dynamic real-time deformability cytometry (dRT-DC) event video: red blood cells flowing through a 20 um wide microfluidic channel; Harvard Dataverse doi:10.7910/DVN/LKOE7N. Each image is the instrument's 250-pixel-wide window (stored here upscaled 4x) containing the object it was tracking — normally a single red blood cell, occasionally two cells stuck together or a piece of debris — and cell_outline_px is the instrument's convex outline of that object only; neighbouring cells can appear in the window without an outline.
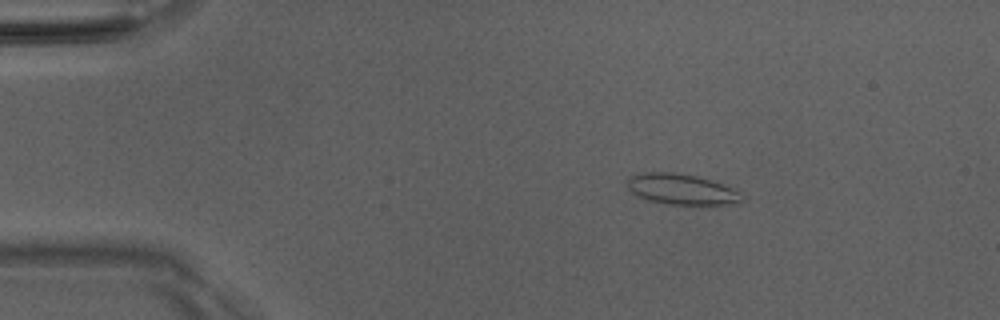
{"species": "Egyptian fruit bat (a non-hibernating species)", "species_latin": "Rousettus aegyptiacus", "temperature_condition": "room temperature", "stored_images_in_passage": 43, "camera_frame_rate_fps": 3000, "um_per_image_px": 0.085, "animal": {"sex": "male"}, "frame": {"image": 1, "passage_image": 1, "time_ms": 0.0, "image_size_px": [1000, 320], "cell_outline_px": [[740, 200], [708, 208], [668, 204], [648, 200], [636, 196], [628, 188], [628, 176], [640, 172], [672, 172], [696, 176], [720, 184], [736, 192]], "centroid_in_image_um": [57.81, 16.12], "position_along_channel_um": 27.2, "area_um2": 20.52}}
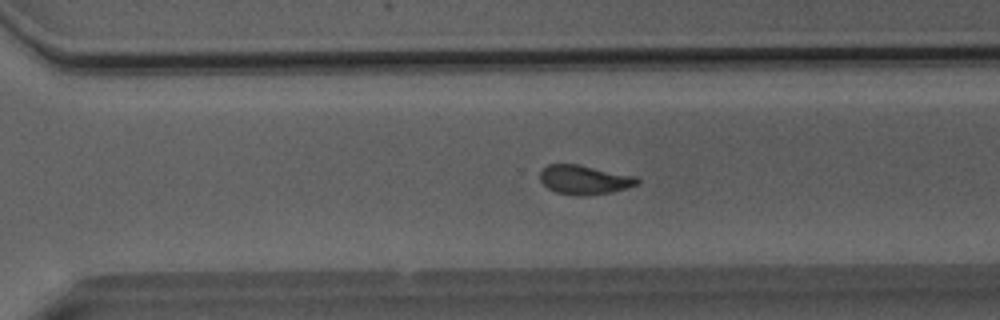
{"frame": {"image": 2, "passage_image": 28, "time_ms": 9.0, "image_size_px": [1000, 320], "cell_outline_px": [[640, 180], [636, 184], [624, 188], [608, 192], [588, 196], [576, 196], [556, 192], [548, 188], [540, 180], [540, 172], [548, 164], [576, 164], [636, 176]], "centroid_in_image_um": [49.63, 15.28], "position_along_channel_um": 321.0, "area_um2": 16.3}}
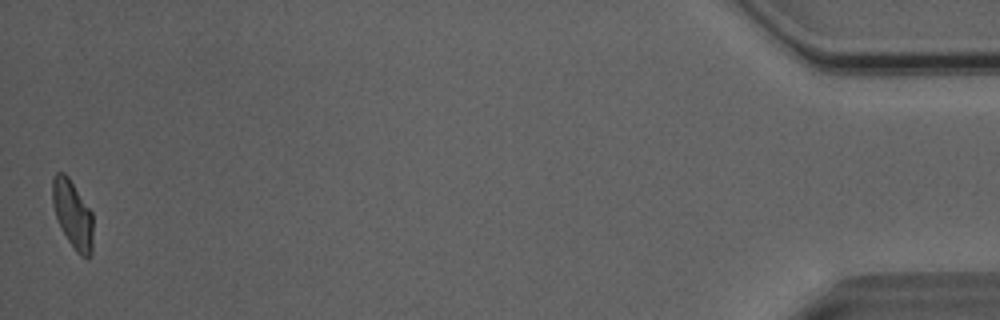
{"frame": {"image": 3, "passage_image": 43, "time_ms": 14.0, "image_size_px": [1000, 320], "cell_outline_px": [[92, 252], [88, 256], [80, 256], [76, 252], [68, 240], [56, 216], [52, 204], [52, 176], [56, 172], [64, 172], [68, 176], [92, 212]], "centroid_in_image_um": [6.16, 18.17], "position_along_channel_um": 429.0, "area_um2": 15.9}, "authors_computed_cell_mechanics": {"area_um2": 16.8198, "velocity_mm_per_s": 4.0464, "shape_relaxation_time_tau1_ms": 9.1104, "shape_relaxation_time_tau2_ms": 1.886, "deformation_change_tau1": 0.196, "deformation_change_tau2": 0.09}}